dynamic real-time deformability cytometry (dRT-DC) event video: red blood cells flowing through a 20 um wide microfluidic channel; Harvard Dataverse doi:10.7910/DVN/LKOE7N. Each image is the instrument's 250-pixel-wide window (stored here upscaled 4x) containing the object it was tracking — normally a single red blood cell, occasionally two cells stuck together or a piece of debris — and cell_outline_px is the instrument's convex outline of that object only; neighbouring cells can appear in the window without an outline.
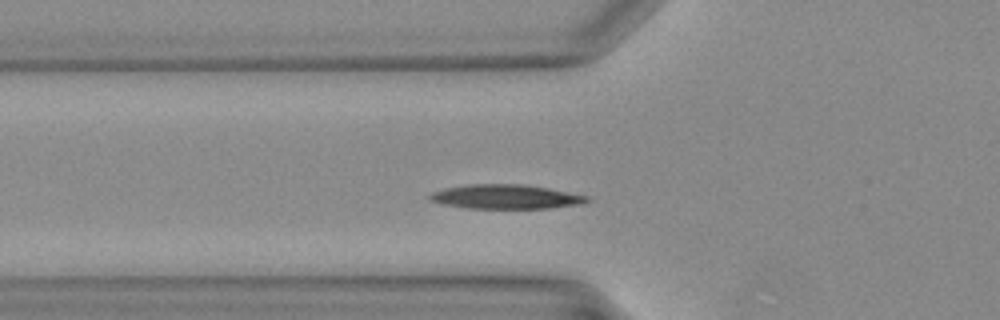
{"species": "Egyptian fruit bat (a non-hibernating species)", "species_latin": "Rousettus aegyptiacus", "temperature_condition": "warm", "stored_images_in_passage": 33, "camera_frame_rate_fps": 3000, "um_per_image_px": 0.085, "animal": {"sex": "female"}, "frame": {"image": 1, "passage_image": 7, "time_ms": 2.0, "image_size_px": [1000, 320], "cell_outline_px": [[592, 200], [584, 204], [548, 208], [468, 208], [440, 204], [428, 200], [428, 196], [432, 192], [444, 188], [464, 184], [524, 184], [548, 188], [588, 196]], "centroid_in_image_um": [42.97, 16.72], "position_along_channel_um": 82.8, "area_um2": 22.48}}
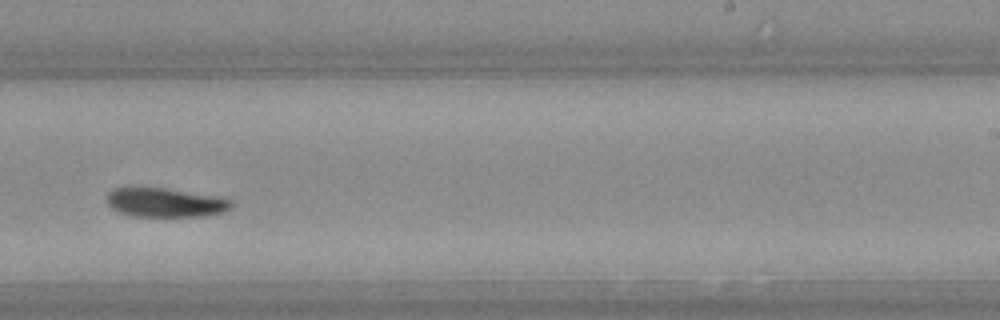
{"frame": {"image": 2, "passage_image": 18, "time_ms": 5.667, "image_size_px": [1000, 320], "cell_outline_px": [[232, 208], [224, 212], [204, 216], [132, 216], [120, 212], [112, 208], [108, 204], [108, 192], [112, 188], [168, 188], [224, 196], [232, 200]], "centroid_in_image_um": [14.14, 17.2], "position_along_channel_um": 274.9, "area_um2": 21.39}}
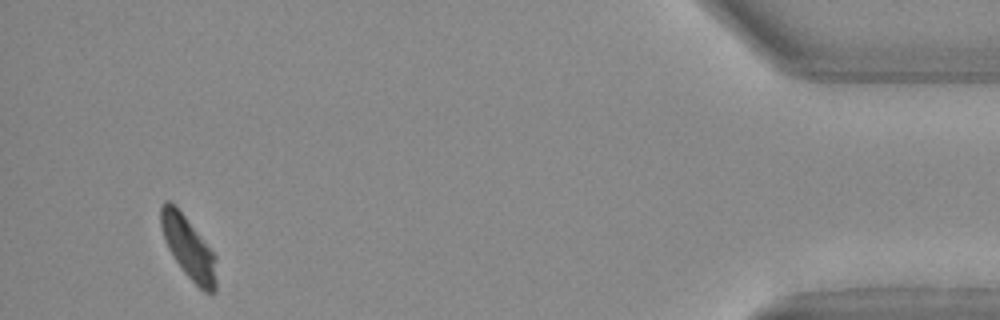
{"frame": {"image": 3, "passage_image": 30, "time_ms": 9.667, "image_size_px": [1000, 320], "cell_outline_px": [[216, 292], [204, 292], [184, 272], [168, 248], [164, 240], [160, 228], [160, 208], [164, 200], [168, 200], [184, 216], [216, 256]], "centroid_in_image_um": [16.0, 21.07], "position_along_channel_um": 419.2, "area_um2": 19.65}}